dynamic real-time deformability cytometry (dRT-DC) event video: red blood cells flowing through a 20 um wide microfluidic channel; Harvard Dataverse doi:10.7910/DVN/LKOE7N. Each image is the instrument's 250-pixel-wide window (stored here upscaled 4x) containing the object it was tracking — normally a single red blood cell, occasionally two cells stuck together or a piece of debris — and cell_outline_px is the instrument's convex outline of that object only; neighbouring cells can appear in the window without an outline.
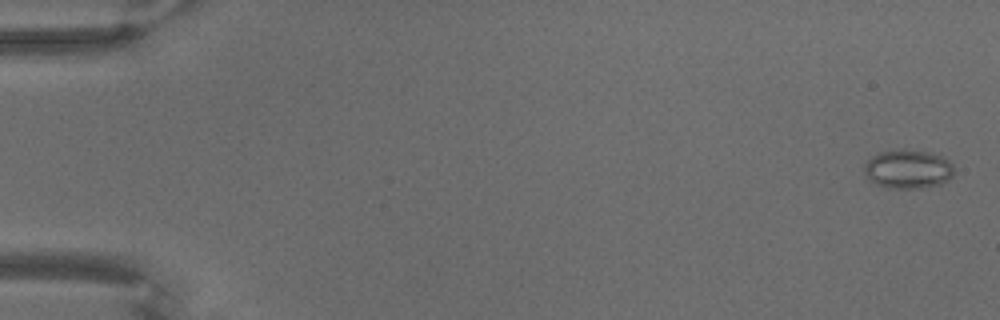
{"species": "common noctule bat (a hibernating species)", "species_latin": "Nyctalus noctula", "temperature_condition": "warm", "stored_images_in_passage": 70, "camera_frame_rate_fps": 3000, "um_per_image_px": 0.085, "animal": {"sex": "male", "body_mass_g": 18.8}, "frame": {"image": 1, "passage_image": 2, "time_ms": 0.333, "image_size_px": [1000, 320], "cell_outline_px": [[952, 176], [948, 180], [940, 184], [924, 188], [884, 188], [868, 180], [864, 172], [864, 164], [872, 156], [880, 152], [904, 148], [928, 152], [940, 156], [948, 160], [952, 164]], "centroid_in_image_um": [77.14, 14.38], "position_along_channel_um": 7.9, "area_um2": 20.52}}
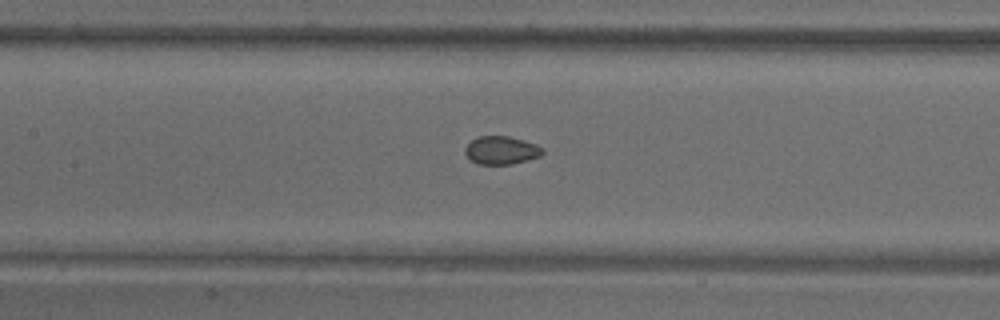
{"frame": {"image": 2, "passage_image": 34, "time_ms": 11.0, "image_size_px": [1000, 320], "cell_outline_px": [[544, 152], [540, 156], [512, 164], [476, 164], [464, 152], [464, 148], [472, 140], [480, 136], [508, 136], [524, 140], [536, 144], [544, 148]], "centroid_in_image_um": [42.63, 12.77], "position_along_channel_um": 164.8, "area_um2": 12.66}}
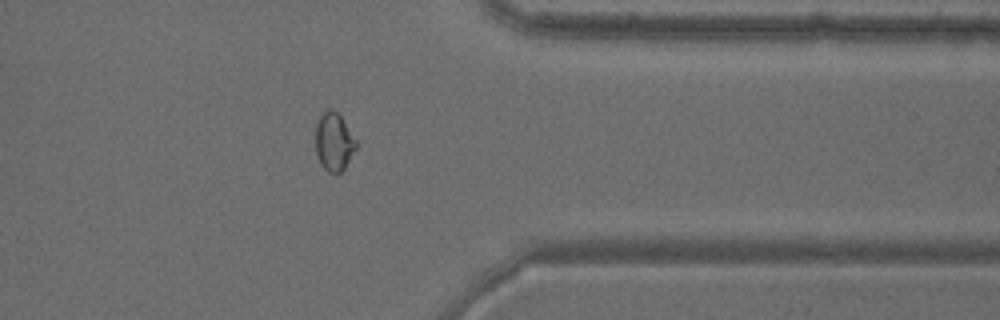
{"frame": {"image": 3, "passage_image": 57, "time_ms": 18.667, "image_size_px": [1000, 320], "cell_outline_px": [[356, 148], [344, 168], [340, 172], [328, 172], [320, 164], [316, 152], [316, 124], [320, 112], [328, 108], [332, 108], [340, 116], [356, 140]], "centroid_in_image_um": [28.35, 12.02], "position_along_channel_um": 383.0, "area_um2": 13.64}}